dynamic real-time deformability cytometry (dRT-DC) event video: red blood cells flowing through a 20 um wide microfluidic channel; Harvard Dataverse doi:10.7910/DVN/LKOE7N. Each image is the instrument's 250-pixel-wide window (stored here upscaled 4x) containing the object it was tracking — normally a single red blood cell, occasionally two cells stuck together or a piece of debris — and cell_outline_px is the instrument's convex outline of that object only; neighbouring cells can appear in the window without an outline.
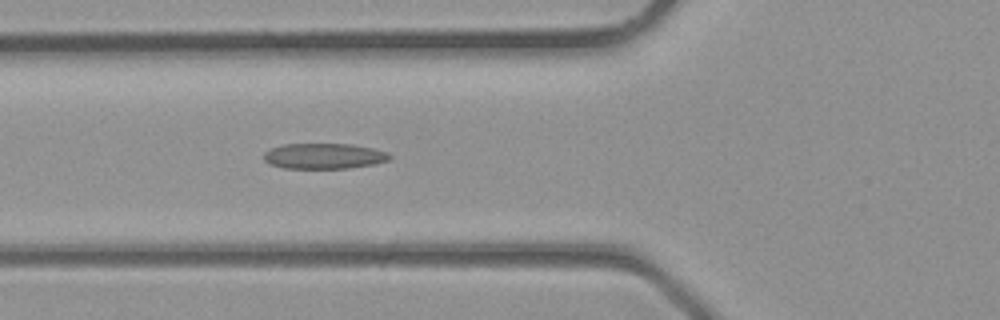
{"species": "common noctule bat (a hibernating species)", "species_latin": "Nyctalus noctula", "temperature_condition": "room temperature", "stored_images_in_passage": 30, "camera_frame_rate_fps": 3000, "um_per_image_px": 0.085, "animal": {"sex": "male", "body_mass_g": 23.1, "forearm_length_mm": 52.7}, "frame": {"image": 1, "passage_image": 8, "time_ms": 2.333, "image_size_px": [1000, 320], "cell_outline_px": [[392, 156], [388, 160], [376, 164], [348, 168], [284, 168], [268, 164], [264, 160], [264, 152], [272, 148], [284, 144], [352, 144], [372, 148], [388, 152]], "centroid_in_image_um": [27.54, 13.27], "position_along_channel_um": 98.3, "area_um2": 18.79}}
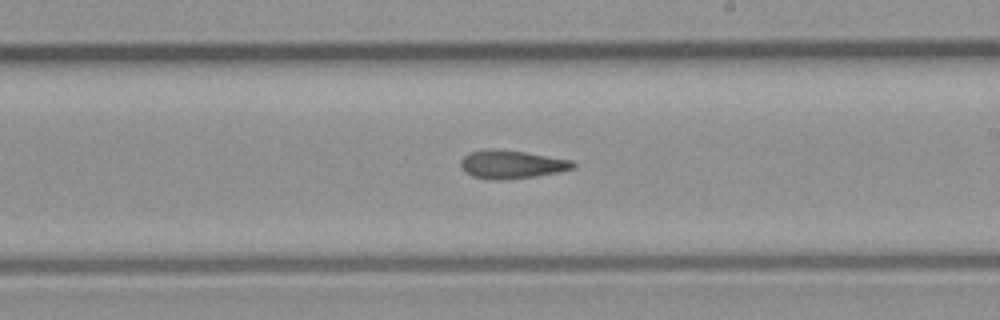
{"frame": {"image": 2, "passage_image": 16, "time_ms": 5.0, "image_size_px": [1000, 320], "cell_outline_px": [[576, 168], [560, 172], [536, 176], [504, 180], [500, 180], [472, 176], [464, 172], [460, 164], [460, 160], [468, 152], [488, 148], [496, 148], [524, 152], [572, 160], [576, 164]], "centroid_in_image_um": [43.48, 13.96], "position_along_channel_um": 245.5, "area_um2": 18.73}}
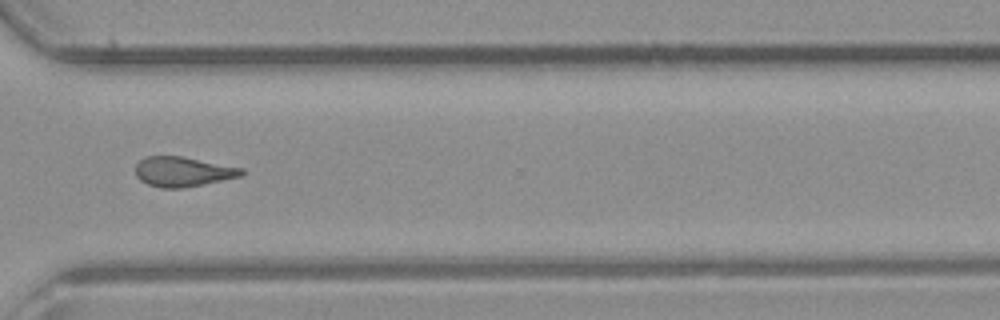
{"frame": {"image": 3, "passage_image": 22, "time_ms": 7.0, "image_size_px": [1000, 320], "cell_outline_px": [[244, 172], [240, 176], [180, 188], [160, 188], [148, 184], [140, 180], [136, 176], [136, 164], [144, 156], [180, 156], [244, 168]], "centroid_in_image_um": [15.49, 14.58], "position_along_channel_um": 355.1, "area_um2": 18.15}}